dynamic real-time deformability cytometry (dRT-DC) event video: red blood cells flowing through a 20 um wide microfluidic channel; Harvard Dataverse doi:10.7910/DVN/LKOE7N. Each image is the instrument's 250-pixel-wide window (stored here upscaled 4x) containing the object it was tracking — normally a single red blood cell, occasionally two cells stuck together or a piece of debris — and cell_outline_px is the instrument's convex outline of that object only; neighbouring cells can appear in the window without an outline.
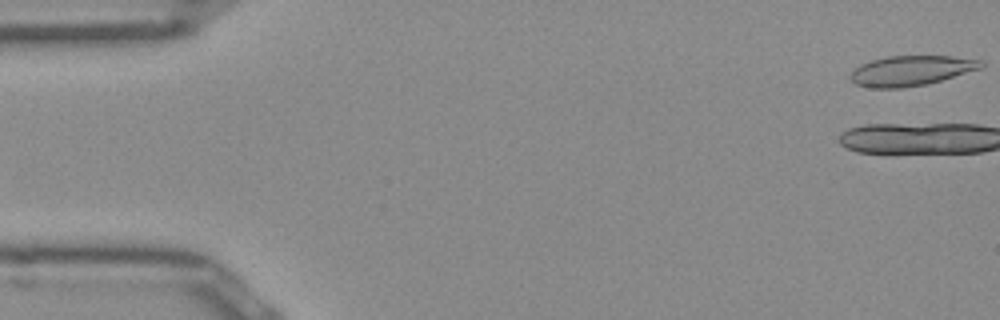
{"species": "Egyptian fruit bat (a non-hibernating species)", "species_latin": "Rousettus aegyptiacus", "temperature_condition": "room temperature", "stored_images_in_passage": 12, "camera_frame_rate_fps": 3000, "um_per_image_px": 0.085, "frame": {"image": 1, "passage_image": 1, "time_ms": 0.0, "image_size_px": [1000, 320], "cell_outline_px": [[984, 64], [980, 68], [928, 84], [904, 88], [872, 88], [856, 84], [848, 76], [860, 64], [872, 60], [888, 56], [952, 56], [984, 60]], "centroid_in_image_um": [77.44, 6.01], "position_along_channel_um": 7.6, "area_um2": 22.83}}